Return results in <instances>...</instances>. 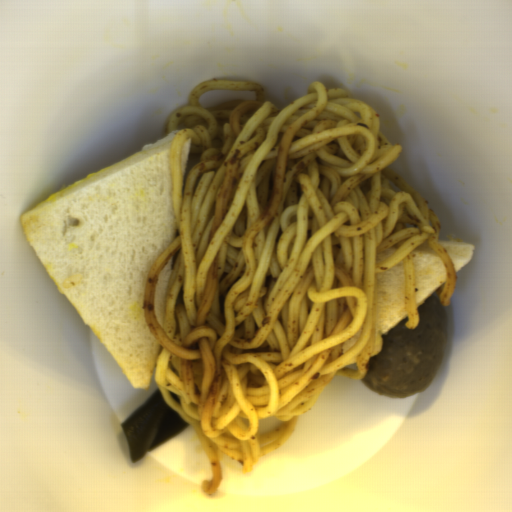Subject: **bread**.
<instances>
[{
    "label": "bread",
    "instance_id": "bread-6",
    "mask_svg": "<svg viewBox=\"0 0 512 512\" xmlns=\"http://www.w3.org/2000/svg\"><path fill=\"white\" fill-rule=\"evenodd\" d=\"M191 152H192V138L190 140H188L187 142H185L181 149L180 172H181L182 179L184 177Z\"/></svg>",
    "mask_w": 512,
    "mask_h": 512
},
{
    "label": "bread",
    "instance_id": "bread-5",
    "mask_svg": "<svg viewBox=\"0 0 512 512\" xmlns=\"http://www.w3.org/2000/svg\"><path fill=\"white\" fill-rule=\"evenodd\" d=\"M448 251L456 273L474 257L475 245L462 241H439Z\"/></svg>",
    "mask_w": 512,
    "mask_h": 512
},
{
    "label": "bread",
    "instance_id": "bread-1",
    "mask_svg": "<svg viewBox=\"0 0 512 512\" xmlns=\"http://www.w3.org/2000/svg\"><path fill=\"white\" fill-rule=\"evenodd\" d=\"M184 129L21 215L30 246L136 389L148 390L162 348L146 323L144 281L177 236L170 165Z\"/></svg>",
    "mask_w": 512,
    "mask_h": 512
},
{
    "label": "bread",
    "instance_id": "bread-4",
    "mask_svg": "<svg viewBox=\"0 0 512 512\" xmlns=\"http://www.w3.org/2000/svg\"><path fill=\"white\" fill-rule=\"evenodd\" d=\"M173 257L169 259L162 269L154 288L153 307L157 325L163 331L165 302L168 287L172 276Z\"/></svg>",
    "mask_w": 512,
    "mask_h": 512
},
{
    "label": "bread",
    "instance_id": "bread-2",
    "mask_svg": "<svg viewBox=\"0 0 512 512\" xmlns=\"http://www.w3.org/2000/svg\"><path fill=\"white\" fill-rule=\"evenodd\" d=\"M377 330L381 339L408 317L405 258L391 269L375 273Z\"/></svg>",
    "mask_w": 512,
    "mask_h": 512
},
{
    "label": "bread",
    "instance_id": "bread-3",
    "mask_svg": "<svg viewBox=\"0 0 512 512\" xmlns=\"http://www.w3.org/2000/svg\"><path fill=\"white\" fill-rule=\"evenodd\" d=\"M412 265L417 309L445 283L447 272L439 254L424 242L412 250Z\"/></svg>",
    "mask_w": 512,
    "mask_h": 512
}]
</instances>
